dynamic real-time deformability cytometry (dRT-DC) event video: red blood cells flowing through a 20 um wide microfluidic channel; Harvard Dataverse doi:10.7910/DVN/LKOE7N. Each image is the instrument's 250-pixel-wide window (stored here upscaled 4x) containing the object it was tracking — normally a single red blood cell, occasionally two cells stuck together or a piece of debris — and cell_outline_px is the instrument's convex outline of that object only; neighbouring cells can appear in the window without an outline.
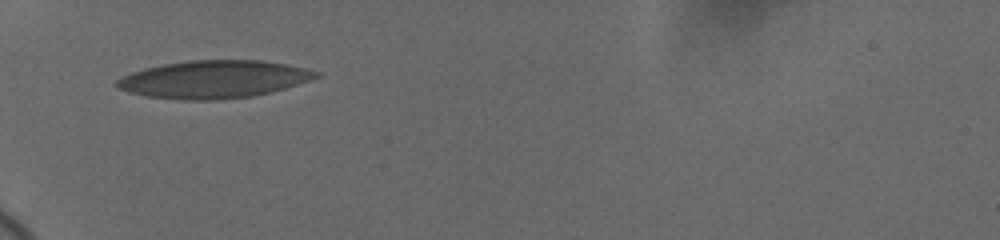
{"species": "human", "species_latin": "Homo sapiens", "temperature_condition": "cold", "stored_images_in_passage": 49, "camera_frame_rate_fps": 3000, "um_per_image_px": 0.085, "donor": {"sex": "female"}, "frame": {"image": 1, "passage_image": 1, "time_ms": 0.0, "image_size_px": [1000, 240], "cell_outline_px": [[320, 76], [312, 80], [284, 88], [252, 96], [212, 100], [184, 100], [148, 96], [128, 92], [120, 88], [116, 84], [116, 80], [132, 72], [144, 68], [164, 64], [188, 60], [260, 60], [284, 64], [304, 68], [320, 72]], "centroid_in_image_um": [18.18, 6.73], "position_along_channel_um": 66.8, "area_um2": 43.35}}
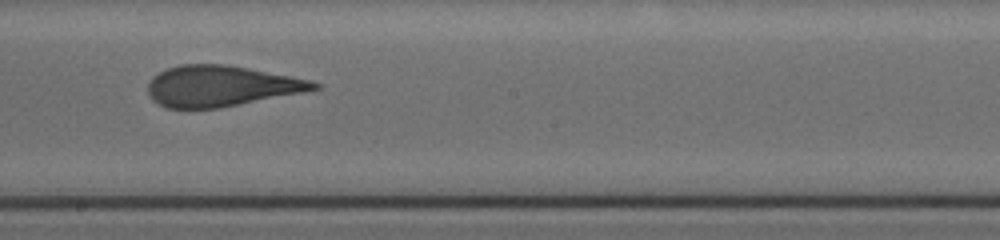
{"frame": {"image": 2, "passage_image": 19, "time_ms": 4.667, "image_size_px": [1000, 240], "cell_outline_px": [[320, 88], [220, 108], [168, 108], [152, 100], [148, 92], [148, 84], [152, 76], [168, 68], [180, 64], [224, 64], [248, 68], [292, 76], [312, 80], [320, 84]], "centroid_in_image_um": [18.75, 7.3], "position_along_channel_um": 229.4, "area_um2": 39.13}}
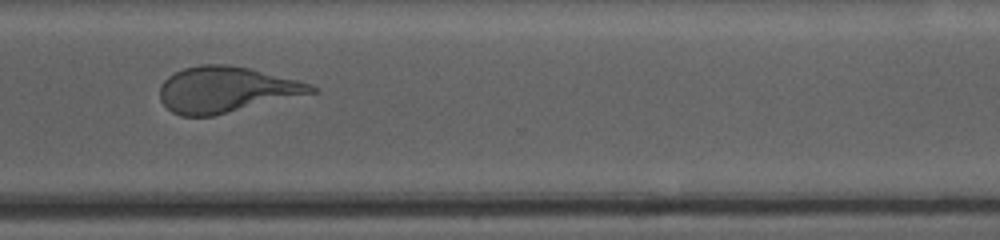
{"frame": {"image": 3, "passage_image": 32, "time_ms": 8.0, "image_size_px": [1000, 240], "cell_outline_px": [[320, 92], [212, 116], [180, 116], [172, 112], [160, 100], [160, 84], [168, 76], [184, 68], [200, 64], [228, 64], [248, 68], [312, 84], [320, 88]], "centroid_in_image_um": [19.24, 7.62], "position_along_channel_um": 351.4, "area_um2": 40.58}, "authors_computed_cell_mechanics": {"area_um2": 40.8068, "velocity_mm_per_s": 3.6792, "shape_relaxation_time_tau1_ms": 9.7947, "shape_relaxation_time_tau2_ms": 1.066, "deformation_change_tau1": 0.2611, "deformation_change_tau2": 0.0913}}